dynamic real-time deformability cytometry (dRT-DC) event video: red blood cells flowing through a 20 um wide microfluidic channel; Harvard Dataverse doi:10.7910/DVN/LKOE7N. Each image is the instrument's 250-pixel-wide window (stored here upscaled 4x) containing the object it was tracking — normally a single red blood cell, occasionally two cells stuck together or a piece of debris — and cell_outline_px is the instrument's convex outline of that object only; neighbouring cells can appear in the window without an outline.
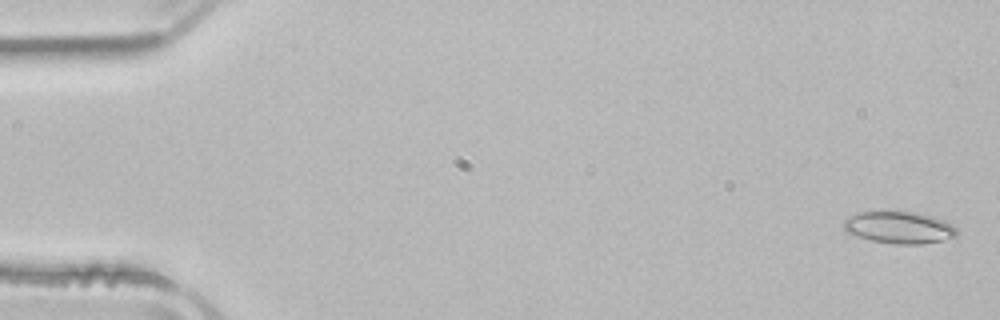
{"species": "common noctule bat (a hibernating species)", "species_latin": "Nyctalus noctula", "temperature_condition": "room temperature", "stored_images_in_passage": 50, "camera_frame_rate_fps": 3000, "um_per_image_px": 0.085, "animal": {"sex": "male", "body_mass_g": 21.5, "forearm_length_mm": 52.0}, "frame": {"image": 1, "passage_image": 2, "time_ms": 0.333, "image_size_px": [1000, 320], "cell_outline_px": [[956, 236], [940, 240], [920, 244], [896, 244], [872, 240], [848, 232], [844, 228], [844, 220], [856, 212], [916, 212], [932, 216], [944, 220], [952, 224], [956, 228]], "centroid_in_image_um": [76.44, 19.32], "position_along_channel_um": 8.6, "area_um2": 20.69}}
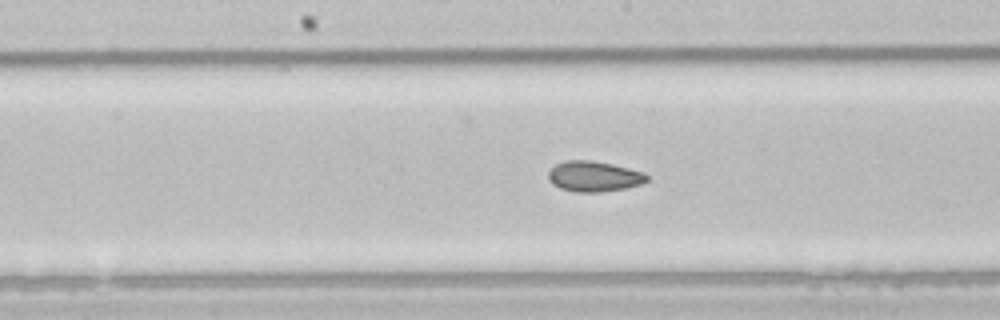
{"frame": {"image": 2, "passage_image": 27, "time_ms": 8.667, "image_size_px": [1000, 320], "cell_outline_px": [[648, 180], [640, 184], [624, 188], [600, 192], [572, 192], [560, 188], [552, 184], [548, 180], [548, 172], [556, 164], [564, 160], [592, 160], [612, 164], [644, 172], [648, 176]], "centroid_in_image_um": [50.45, 14.99], "position_along_channel_um": 197.7, "area_um2": 17.57}}
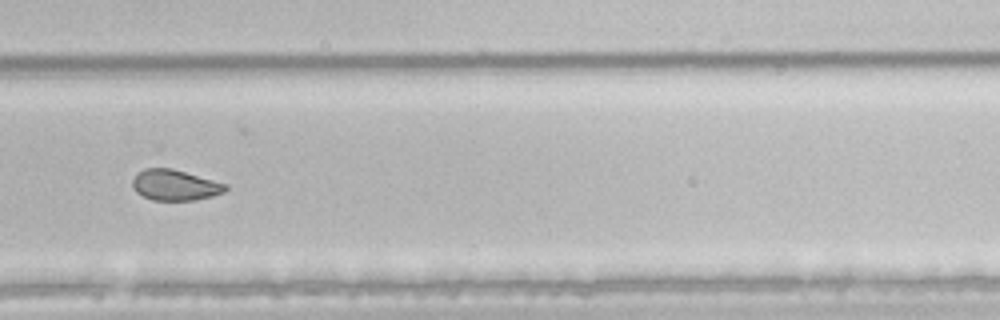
{"frame": {"image": 3, "passage_image": 36, "time_ms": 11.667, "image_size_px": [1000, 320], "cell_outline_px": [[228, 188], [224, 192], [212, 196], [196, 200], [152, 200], [136, 192], [132, 188], [132, 180], [136, 172], [144, 168], [172, 168], [228, 184]], "centroid_in_image_um": [14.86, 15.72], "position_along_channel_um": 314.9, "area_um2": 16.82}, "authors_computed_cell_mechanics": {"area_um2": 18.8717, "velocity_mm_per_s": 3.9365, "shape_relaxation_time_tau1_ms": 8.4147, "shape_relaxation_time_tau2_ms": 1.7281, "deformation_change_tau1": 0.1209, "deformation_change_tau2": 0.0556}}